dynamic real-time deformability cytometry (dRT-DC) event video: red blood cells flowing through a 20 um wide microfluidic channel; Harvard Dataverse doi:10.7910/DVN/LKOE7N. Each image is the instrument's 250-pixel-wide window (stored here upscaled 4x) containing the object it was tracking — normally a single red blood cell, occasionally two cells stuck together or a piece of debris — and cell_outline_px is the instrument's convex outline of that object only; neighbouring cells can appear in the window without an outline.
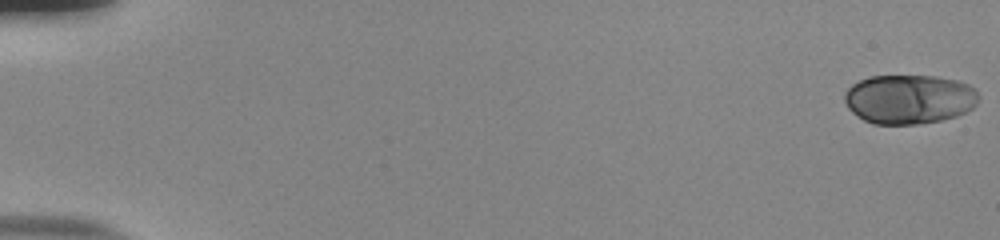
{"species": "human", "species_latin": "Homo sapiens", "temperature_condition": "room temperature", "stored_images_in_passage": 55, "camera_frame_rate_fps": 3000, "um_per_image_px": 0.085, "donor": {"sex": "male"}, "frame": {"image": 1, "passage_image": 1, "time_ms": 0.0, "image_size_px": [1000, 240], "cell_outline_px": [[980, 96], [976, 104], [972, 108], [956, 116], [940, 120], [920, 124], [872, 124], [856, 116], [848, 108], [844, 100], [844, 92], [852, 84], [868, 76], [936, 76], [960, 80], [976, 88]], "centroid_in_image_um": [77.29, 8.42], "position_along_channel_um": 7.7, "area_um2": 38.96}}
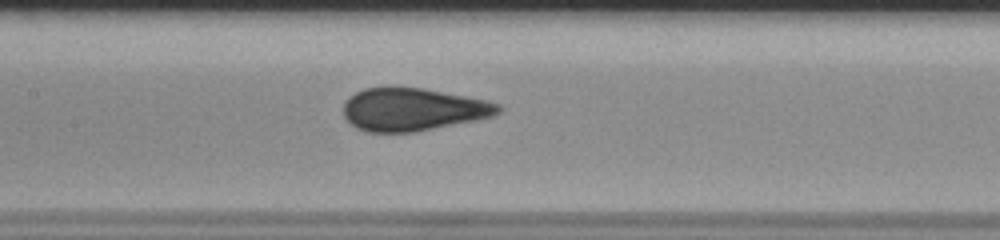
{"frame": {"image": 2, "passage_image": 28, "time_ms": 9.0, "image_size_px": [1000, 240], "cell_outline_px": [[504, 108], [500, 112], [492, 116], [476, 120], [416, 132], [364, 132], [356, 128], [344, 116], [344, 100], [348, 96], [364, 88], [392, 84], [420, 88], [488, 100], [500, 104]], "centroid_in_image_um": [35.07, 9.27], "position_along_channel_um": 172.3, "area_um2": 39.36}}
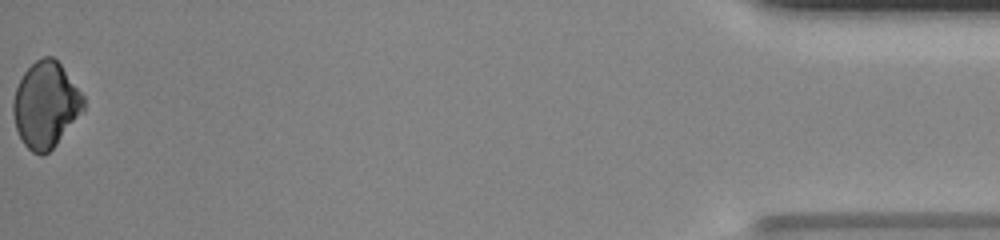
{"frame": {"image": 3, "passage_image": 55, "time_ms": 18.0, "image_size_px": [1000, 240], "cell_outline_px": [[84, 112], [56, 144], [48, 152], [40, 156], [32, 152], [24, 144], [16, 128], [12, 112], [12, 100], [16, 88], [24, 72], [36, 60], [44, 56], [52, 56], [60, 64], [84, 96]], "centroid_in_image_um": [3.89, 8.92], "position_along_channel_um": 431.3, "area_um2": 35.14}, "authors_computed_cell_mechanics": {"area_um2": 38.5526, "velocity_mm_per_s": 3.8448, "shape_relaxation_time_tau1_ms": 5.2449, "shape_relaxation_time_tau2_ms": null, "deformation_change_tau1": 0.1297, "deformation_change_tau2": null}}